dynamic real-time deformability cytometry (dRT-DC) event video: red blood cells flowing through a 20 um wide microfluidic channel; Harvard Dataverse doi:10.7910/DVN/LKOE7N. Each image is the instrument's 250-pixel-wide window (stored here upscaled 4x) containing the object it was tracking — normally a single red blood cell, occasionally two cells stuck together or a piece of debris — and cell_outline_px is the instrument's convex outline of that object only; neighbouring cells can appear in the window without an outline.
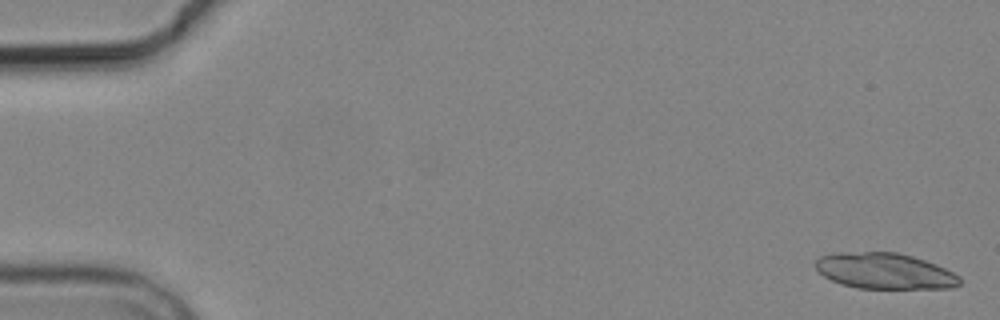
{"species": "common noctule bat (a hibernating species)", "species_latin": "Nyctalus noctula", "temperature_condition": "cold", "stored_images_in_passage": 9, "camera_frame_rate_fps": 3000, "um_per_image_px": 0.085, "animal": {"sex": "male", "body_mass_g": 19.2, "forearm_length_mm": 51.8}, "frame": {"image": 1, "passage_image": 1, "time_ms": 0.0, "image_size_px": [1000, 320], "cell_outline_px": [[960, 284], [952, 288], [856, 288], [840, 284], [824, 276], [812, 264], [820, 256], [836, 252], [896, 252], [912, 256], [936, 264], [960, 276]], "centroid_in_image_um": [75.16, 23.03], "position_along_channel_um": 9.8, "area_um2": 30.23}}
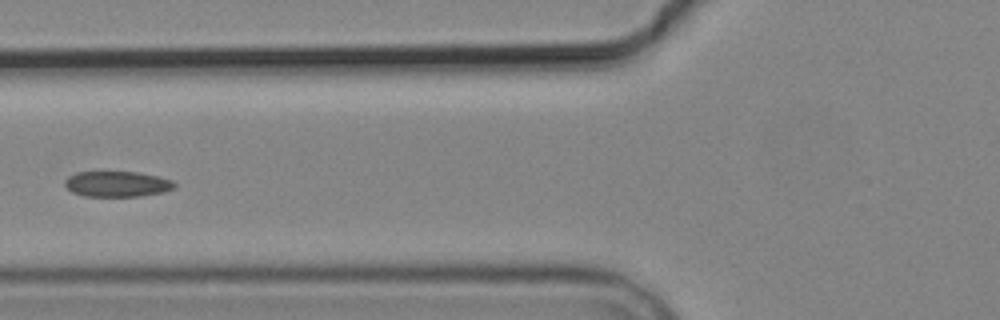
{"frame": {"image": 2, "passage_image": 7, "time_ms": 7.0, "image_size_px": [1000, 320], "cell_outline_px": [[176, 184], [172, 188], [164, 192], [140, 196], [84, 196], [72, 192], [64, 184], [64, 180], [68, 176], [76, 172], [136, 172], [160, 176], [172, 180]], "centroid_in_image_um": [9.95, 15.63], "position_along_channel_um": 115.9, "area_um2": 16.36}}
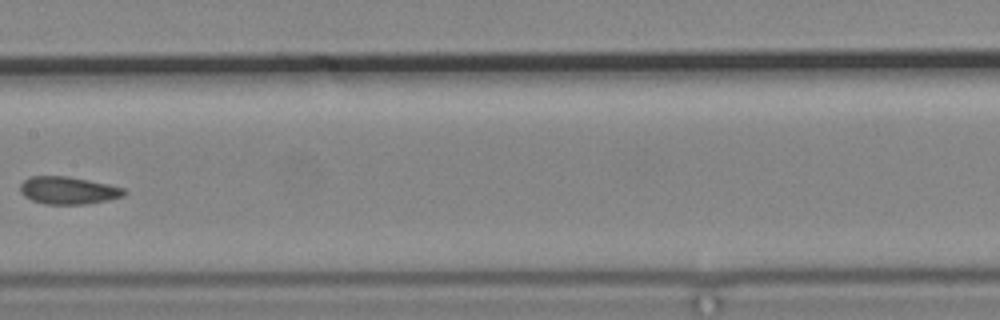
{"frame": {"image": 3, "passage_image": 9, "time_ms": 9.333, "image_size_px": [1000, 320], "cell_outline_px": [[128, 192], [124, 196], [108, 200], [88, 204], [44, 204], [32, 200], [24, 196], [20, 192], [20, 184], [28, 176], [68, 176], [108, 184], [124, 188]], "centroid_in_image_um": [5.8, 16.18], "position_along_channel_um": 201.6, "area_um2": 16.82}}